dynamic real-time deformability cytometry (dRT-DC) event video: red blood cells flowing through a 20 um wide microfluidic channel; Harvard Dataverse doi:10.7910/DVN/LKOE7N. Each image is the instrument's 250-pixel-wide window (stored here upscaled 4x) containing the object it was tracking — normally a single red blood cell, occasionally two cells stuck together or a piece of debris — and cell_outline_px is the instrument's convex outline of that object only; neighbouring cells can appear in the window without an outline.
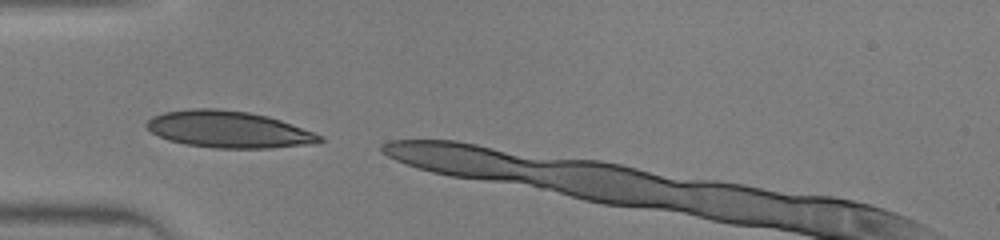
{"species": "human", "species_latin": "Homo sapiens", "temperature_condition": "warm", "stored_images_in_passage": 4, "camera_frame_rate_fps": 3000, "um_per_image_px": 0.085, "donor": {"sex": "male"}, "frame": {"image": 1, "passage_image": 1, "time_ms": 0.0, "image_size_px": [1000, 240], "cell_outline_px": [[324, 140], [316, 144], [272, 148], [212, 148], [184, 144], [168, 140], [152, 132], [144, 124], [152, 116], [164, 112], [192, 108], [216, 108], [248, 112], [268, 116], [292, 124], [324, 136]], "centroid_in_image_um": [19.45, 11.0], "position_along_channel_um": 65.6, "area_um2": 37.28}}